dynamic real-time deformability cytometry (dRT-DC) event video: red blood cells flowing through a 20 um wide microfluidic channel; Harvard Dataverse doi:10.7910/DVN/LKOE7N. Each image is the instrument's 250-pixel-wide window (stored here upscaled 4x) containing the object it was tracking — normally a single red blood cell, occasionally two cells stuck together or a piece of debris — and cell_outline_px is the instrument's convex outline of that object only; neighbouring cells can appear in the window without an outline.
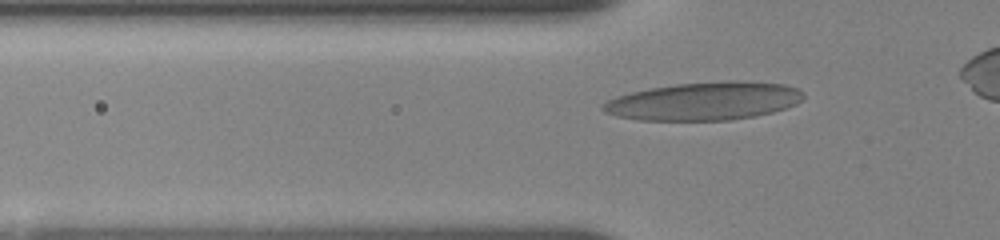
{"species": "human", "species_latin": "Homo sapiens", "temperature_condition": "room temperature", "stored_images_in_passage": 13, "camera_frame_rate_fps": 3000, "um_per_image_px": 0.085, "donor": {"sex": "female"}, "frame": {"image": 1, "passage_image": 4, "time_ms": 1.333, "image_size_px": [1000, 240], "cell_outline_px": [[804, 96], [796, 104], [772, 112], [756, 116], [728, 120], [636, 120], [616, 116], [604, 112], [600, 108], [600, 104], [616, 96], [632, 92], [652, 88], [676, 84], [732, 80], [736, 80], [784, 84], [796, 88]], "centroid_in_image_um": [59.81, 8.6], "position_along_channel_um": 66.0, "area_um2": 44.39}}
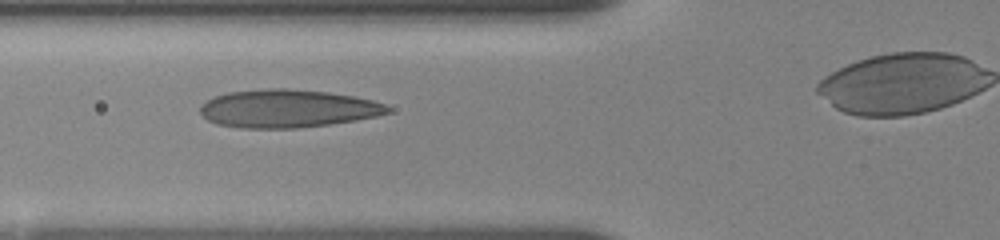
{"frame": {"image": 2, "passage_image": 7, "time_ms": 2.333, "image_size_px": [1000, 240], "cell_outline_px": [[392, 108], [388, 112], [376, 116], [356, 120], [328, 124], [296, 128], [240, 128], [216, 124], [208, 120], [200, 112], [200, 104], [216, 96], [228, 92], [268, 88], [288, 88], [328, 92], [356, 96], [372, 100], [384, 104]], "centroid_in_image_um": [24.43, 9.22], "position_along_channel_um": 101.4, "area_um2": 41.56}}
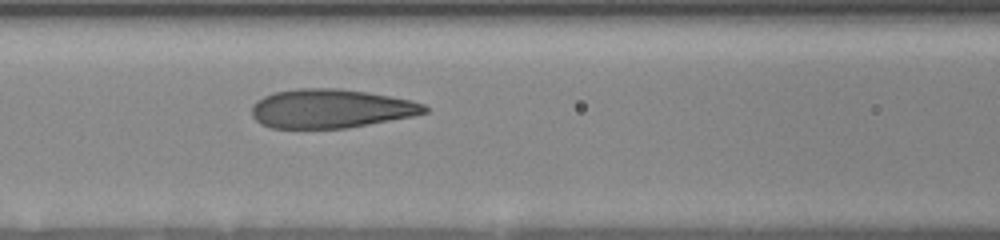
{"frame": {"image": 3, "passage_image": 11, "time_ms": 3.333, "image_size_px": [1000, 240], "cell_outline_px": [[428, 112], [412, 116], [348, 128], [272, 128], [260, 124], [252, 116], [252, 104], [256, 100], [264, 96], [276, 92], [296, 88], [340, 88], [368, 92], [408, 100], [424, 104], [428, 108]], "centroid_in_image_um": [28.08, 9.23], "position_along_channel_um": 138.5, "area_um2": 39.19}}